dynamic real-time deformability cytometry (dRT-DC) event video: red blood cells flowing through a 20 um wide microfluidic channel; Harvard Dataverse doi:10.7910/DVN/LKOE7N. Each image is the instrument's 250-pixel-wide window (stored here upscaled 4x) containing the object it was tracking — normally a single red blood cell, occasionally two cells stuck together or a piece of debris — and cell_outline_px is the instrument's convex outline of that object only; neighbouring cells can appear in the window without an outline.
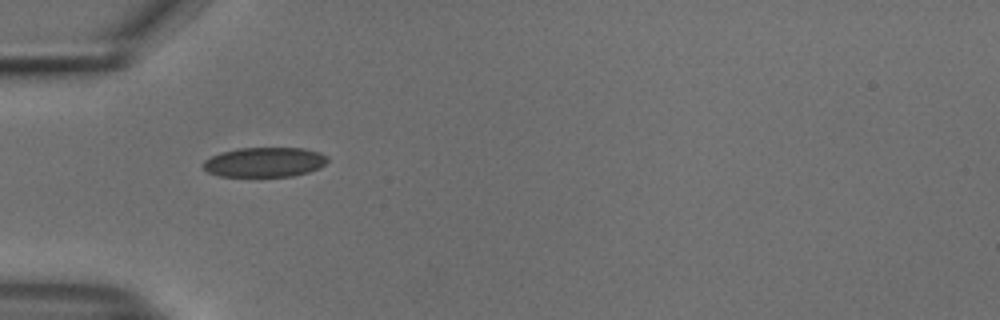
{"species": "common noctule bat (a hibernating species)", "species_latin": "Nyctalus noctula", "temperature_condition": "cold", "stored_images_in_passage": 4, "camera_frame_rate_fps": 3000, "um_per_image_px": 0.085, "animal": {"sex": "male", "body_mass_g": 18.8}, "frame": {"image": 1, "passage_image": 1, "time_ms": 0.0, "image_size_px": [1000, 320], "cell_outline_px": [[328, 160], [320, 168], [308, 172], [292, 176], [220, 176], [208, 172], [204, 168], [204, 160], [220, 152], [236, 148], [304, 148], [320, 152], [328, 156]], "centroid_in_image_um": [22.51, 13.77], "position_along_channel_um": 62.5, "area_um2": 21.56}}
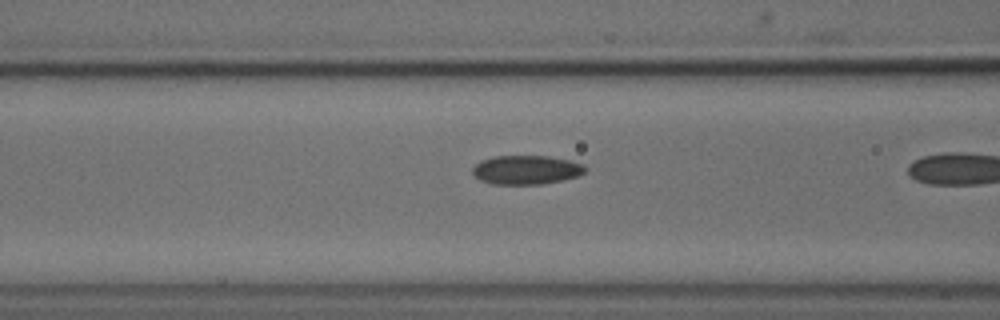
{"frame": {"image": 2, "passage_image": 3, "time_ms": 0.667, "image_size_px": [1000, 320], "cell_outline_px": [[588, 168], [580, 176], [564, 180], [544, 184], [492, 184], [480, 180], [472, 172], [472, 168], [480, 160], [496, 156], [548, 156], [568, 160], [584, 164]], "centroid_in_image_um": [44.76, 14.44], "position_along_channel_um": 121.8, "area_um2": 19.19}}